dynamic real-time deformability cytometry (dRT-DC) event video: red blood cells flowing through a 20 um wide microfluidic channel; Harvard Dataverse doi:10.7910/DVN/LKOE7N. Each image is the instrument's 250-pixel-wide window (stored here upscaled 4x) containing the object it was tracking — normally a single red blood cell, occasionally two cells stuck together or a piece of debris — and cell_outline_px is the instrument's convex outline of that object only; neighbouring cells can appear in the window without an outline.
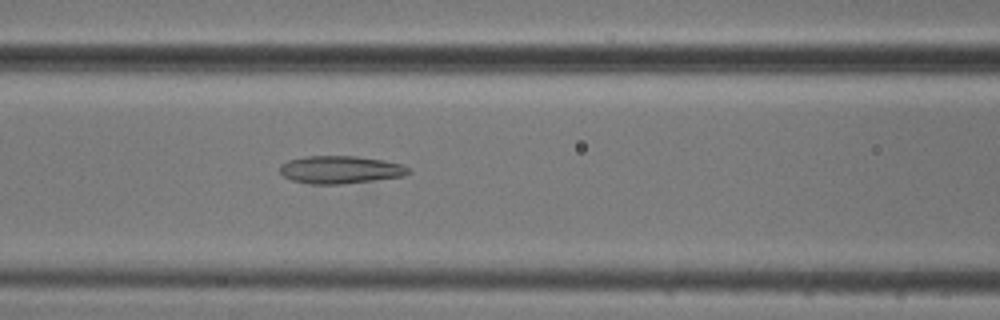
{"species": "common noctule bat (a hibernating species)", "species_latin": "Nyctalus noctula", "temperature_condition": "cold", "stored_images_in_passage": 39, "camera_frame_rate_fps": 3000, "um_per_image_px": 0.085, "animal": {"sex": "male", "body_mass_g": 20.5, "forearm_length_mm": 52.5}, "frame": {"image": 1, "passage_image": 25, "time_ms": 8.0, "image_size_px": [1000, 320], "cell_outline_px": [[412, 172], [404, 176], [340, 184], [308, 184], [292, 180], [284, 176], [280, 172], [280, 164], [288, 160], [308, 156], [356, 156], [384, 160], [400, 164], [408, 168]], "centroid_in_image_um": [28.91, 14.42], "position_along_channel_um": 137.7, "area_um2": 20.69}}
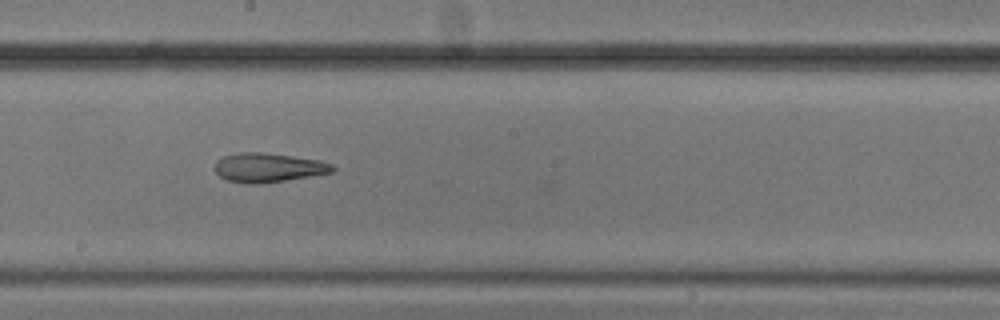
{"frame": {"image": 2, "passage_image": 32, "time_ms": 10.333, "image_size_px": [1000, 320], "cell_outline_px": [[336, 168], [332, 172], [284, 180], [256, 184], [248, 184], [228, 180], [220, 176], [216, 172], [216, 160], [224, 156], [240, 152], [264, 152], [320, 160], [332, 164]], "centroid_in_image_um": [22.8, 14.23], "position_along_channel_um": 225.4, "area_um2": 19.77}}
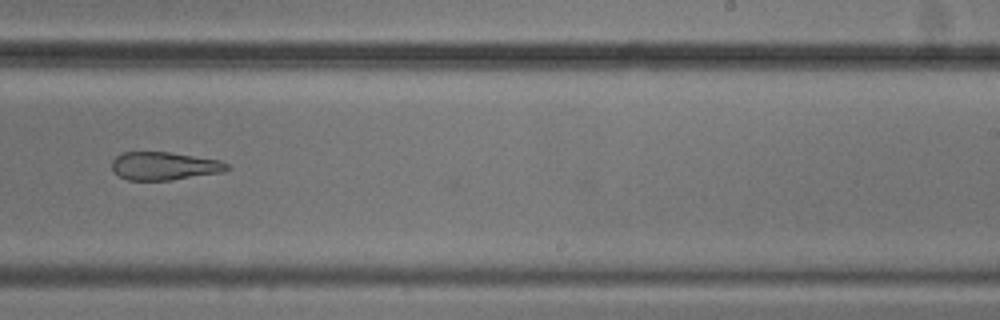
{"frame": {"image": 3, "passage_image": 36, "time_ms": 11.667, "image_size_px": [1000, 320], "cell_outline_px": [[232, 168], [224, 172], [172, 180], [128, 180], [112, 172], [112, 160], [120, 152], [168, 152], [220, 160], [228, 164]], "centroid_in_image_um": [13.97, 14.11], "position_along_channel_um": 275.0, "area_um2": 19.02}}